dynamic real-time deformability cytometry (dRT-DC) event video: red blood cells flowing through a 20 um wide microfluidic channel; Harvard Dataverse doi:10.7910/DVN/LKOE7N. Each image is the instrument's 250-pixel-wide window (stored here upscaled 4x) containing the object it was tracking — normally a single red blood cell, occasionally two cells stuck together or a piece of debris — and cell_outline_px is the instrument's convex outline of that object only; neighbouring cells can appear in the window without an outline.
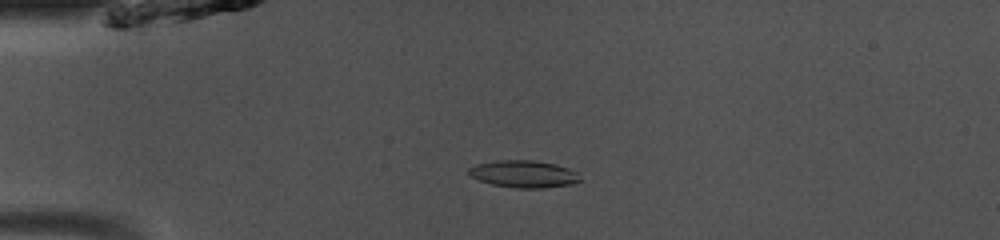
{"species": "common noctule bat (a hibernating species)", "species_latin": "Nyctalus noctula", "temperature_condition": "room temperature", "stored_images_in_passage": 49, "camera_frame_rate_fps": 3000, "um_per_image_px": 0.085, "animal": {"sex": "male", "body_mass_g": 13.0, "forearm_length_mm": 53.1}, "frame": {"image": 1, "passage_image": 12, "time_ms": 3.667, "image_size_px": [1000, 240], "cell_outline_px": [[580, 180], [572, 184], [544, 188], [516, 188], [492, 184], [480, 180], [472, 176], [468, 172], [468, 168], [476, 164], [496, 160], [536, 160], [568, 168], [576, 172]], "centroid_in_image_um": [44.49, 14.78], "position_along_channel_um": 40.5, "area_um2": 17.46}}
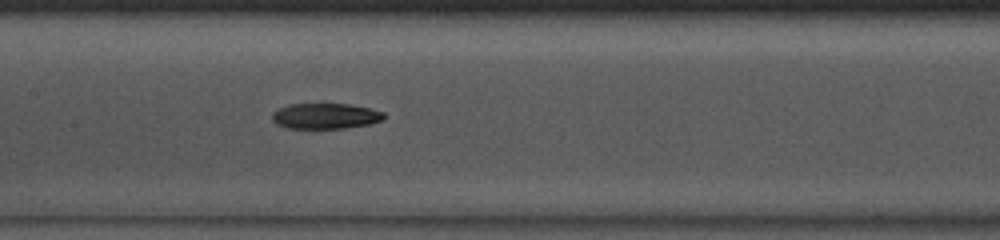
{"frame": {"image": 2, "passage_image": 24, "time_ms": 7.667, "image_size_px": [1000, 240], "cell_outline_px": [[384, 120], [368, 124], [344, 128], [288, 128], [276, 124], [272, 120], [272, 112], [280, 108], [292, 104], [352, 104], [384, 112]], "centroid_in_image_um": [27.66, 9.86], "position_along_channel_um": 179.7, "area_um2": 16.59}}
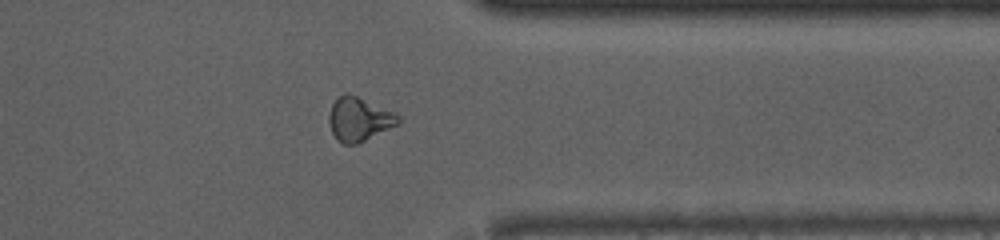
{"frame": {"image": 3, "passage_image": 39, "time_ms": 12.667, "image_size_px": [1000, 240], "cell_outline_px": [[400, 124], [356, 144], [344, 144], [336, 140], [332, 132], [328, 120], [328, 116], [332, 104], [344, 92], [348, 92], [396, 112], [400, 116]], "centroid_in_image_um": [30.54, 10.12], "position_along_channel_um": 380.9, "area_um2": 17.86}}